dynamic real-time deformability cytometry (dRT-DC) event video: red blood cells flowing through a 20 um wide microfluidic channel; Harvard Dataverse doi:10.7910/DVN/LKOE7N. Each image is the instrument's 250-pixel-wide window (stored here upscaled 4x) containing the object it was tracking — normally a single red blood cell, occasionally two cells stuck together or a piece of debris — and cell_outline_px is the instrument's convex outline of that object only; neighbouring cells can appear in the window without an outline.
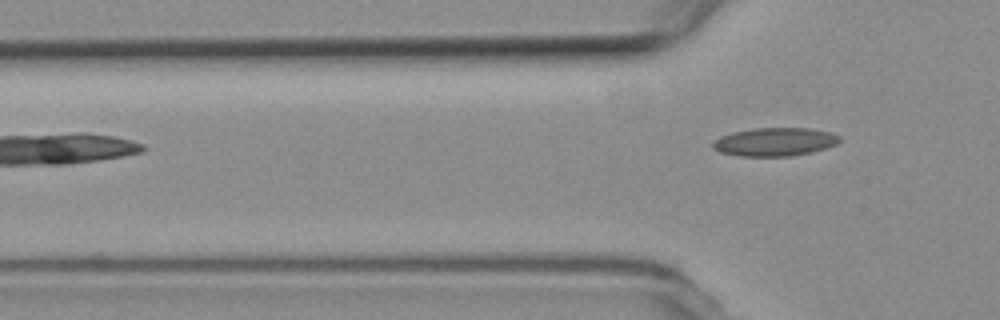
{"species": "common noctule bat (a hibernating species)", "species_latin": "Nyctalus noctula", "temperature_condition": "room temperature", "stored_images_in_passage": 3, "camera_frame_rate_fps": 3000, "um_per_image_px": 0.085, "animal": {"sex": "female", "body_mass_g": 19.3, "forearm_length_mm": 54.1}, "frame": {"image": 1, "passage_image": 3, "time_ms": 2.333, "image_size_px": [1000, 320], "cell_outline_px": [[840, 140], [836, 144], [812, 152], [792, 156], [740, 156], [720, 152], [712, 148], [712, 140], [720, 136], [732, 132], [756, 128], [812, 128], [832, 132], [840, 136]], "centroid_in_image_um": [65.84, 12.05], "position_along_channel_um": 60.0, "area_um2": 21.1}}